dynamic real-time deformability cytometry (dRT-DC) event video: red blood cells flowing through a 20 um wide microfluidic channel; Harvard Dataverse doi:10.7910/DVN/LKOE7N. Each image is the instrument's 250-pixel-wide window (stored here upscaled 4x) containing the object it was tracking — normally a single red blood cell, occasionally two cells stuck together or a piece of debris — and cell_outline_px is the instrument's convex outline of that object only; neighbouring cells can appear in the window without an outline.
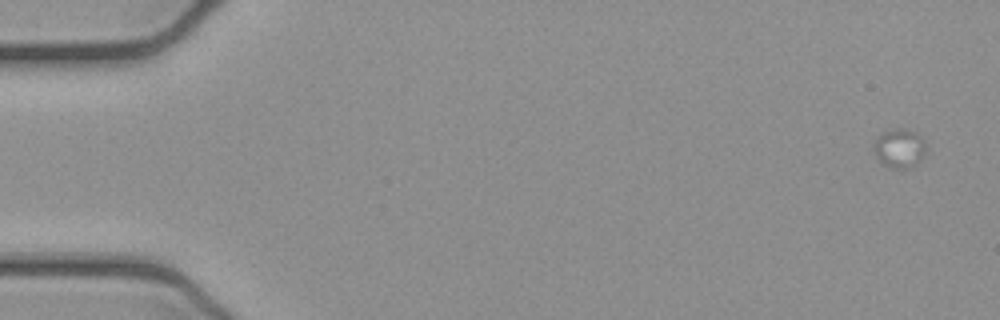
{"species": "common noctule bat (a hibernating species)", "species_latin": "Nyctalus noctula", "temperature_condition": "cold", "stored_images_in_passage": 21, "camera_frame_rate_fps": 3000, "um_per_image_px": 0.085, "animal": {"sex": "female", "body_mass_g": 21.9}, "frame": {"image": 1, "passage_image": 1, "time_ms": 0.0, "image_size_px": [1000, 320], "cell_outline_px": [[928, 152], [912, 168], [888, 168], [872, 152], [872, 148], [876, 136], [880, 132], [900, 128], [904, 128], [916, 132], [928, 144]], "centroid_in_image_um": [76.47, 12.59], "position_along_channel_um": 8.5, "area_um2": 12.43}}